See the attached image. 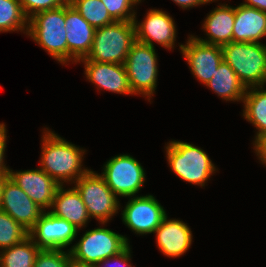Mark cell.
<instances>
[{"instance_id": "26", "label": "cell", "mask_w": 266, "mask_h": 267, "mask_svg": "<svg viewBox=\"0 0 266 267\" xmlns=\"http://www.w3.org/2000/svg\"><path fill=\"white\" fill-rule=\"evenodd\" d=\"M68 2L95 29L115 22L101 0H69Z\"/></svg>"}, {"instance_id": "33", "label": "cell", "mask_w": 266, "mask_h": 267, "mask_svg": "<svg viewBox=\"0 0 266 267\" xmlns=\"http://www.w3.org/2000/svg\"><path fill=\"white\" fill-rule=\"evenodd\" d=\"M254 153L258 160L266 166V135L262 137L254 146Z\"/></svg>"}, {"instance_id": "16", "label": "cell", "mask_w": 266, "mask_h": 267, "mask_svg": "<svg viewBox=\"0 0 266 267\" xmlns=\"http://www.w3.org/2000/svg\"><path fill=\"white\" fill-rule=\"evenodd\" d=\"M65 27L68 45V65L77 64L90 53L95 28L68 2L65 4Z\"/></svg>"}, {"instance_id": "20", "label": "cell", "mask_w": 266, "mask_h": 267, "mask_svg": "<svg viewBox=\"0 0 266 267\" xmlns=\"http://www.w3.org/2000/svg\"><path fill=\"white\" fill-rule=\"evenodd\" d=\"M264 37H266V12L242 3L235 6L232 41L259 43Z\"/></svg>"}, {"instance_id": "6", "label": "cell", "mask_w": 266, "mask_h": 267, "mask_svg": "<svg viewBox=\"0 0 266 267\" xmlns=\"http://www.w3.org/2000/svg\"><path fill=\"white\" fill-rule=\"evenodd\" d=\"M135 41L134 21H115L95 29L91 51L81 60L125 64Z\"/></svg>"}, {"instance_id": "21", "label": "cell", "mask_w": 266, "mask_h": 267, "mask_svg": "<svg viewBox=\"0 0 266 267\" xmlns=\"http://www.w3.org/2000/svg\"><path fill=\"white\" fill-rule=\"evenodd\" d=\"M65 187L64 185L58 187L49 212L82 230L83 227H87L90 220L86 205L74 186L67 189Z\"/></svg>"}, {"instance_id": "35", "label": "cell", "mask_w": 266, "mask_h": 267, "mask_svg": "<svg viewBox=\"0 0 266 267\" xmlns=\"http://www.w3.org/2000/svg\"><path fill=\"white\" fill-rule=\"evenodd\" d=\"M242 4L266 12V0H245Z\"/></svg>"}, {"instance_id": "32", "label": "cell", "mask_w": 266, "mask_h": 267, "mask_svg": "<svg viewBox=\"0 0 266 267\" xmlns=\"http://www.w3.org/2000/svg\"><path fill=\"white\" fill-rule=\"evenodd\" d=\"M7 129L5 123H0V175H8L9 166L5 164V154H6V147H7Z\"/></svg>"}, {"instance_id": "28", "label": "cell", "mask_w": 266, "mask_h": 267, "mask_svg": "<svg viewBox=\"0 0 266 267\" xmlns=\"http://www.w3.org/2000/svg\"><path fill=\"white\" fill-rule=\"evenodd\" d=\"M33 267H73L69 250L40 249Z\"/></svg>"}, {"instance_id": "24", "label": "cell", "mask_w": 266, "mask_h": 267, "mask_svg": "<svg viewBox=\"0 0 266 267\" xmlns=\"http://www.w3.org/2000/svg\"><path fill=\"white\" fill-rule=\"evenodd\" d=\"M40 248L28 236L22 242L0 251V267H33Z\"/></svg>"}, {"instance_id": "29", "label": "cell", "mask_w": 266, "mask_h": 267, "mask_svg": "<svg viewBox=\"0 0 266 267\" xmlns=\"http://www.w3.org/2000/svg\"><path fill=\"white\" fill-rule=\"evenodd\" d=\"M114 21H134L137 17L135 6L140 0H101Z\"/></svg>"}, {"instance_id": "5", "label": "cell", "mask_w": 266, "mask_h": 267, "mask_svg": "<svg viewBox=\"0 0 266 267\" xmlns=\"http://www.w3.org/2000/svg\"><path fill=\"white\" fill-rule=\"evenodd\" d=\"M223 59L247 88L266 85V44L230 42L222 46Z\"/></svg>"}, {"instance_id": "36", "label": "cell", "mask_w": 266, "mask_h": 267, "mask_svg": "<svg viewBox=\"0 0 266 267\" xmlns=\"http://www.w3.org/2000/svg\"><path fill=\"white\" fill-rule=\"evenodd\" d=\"M8 175H0V204H1V198H2V189L3 185L5 183V180L8 178Z\"/></svg>"}, {"instance_id": "17", "label": "cell", "mask_w": 266, "mask_h": 267, "mask_svg": "<svg viewBox=\"0 0 266 267\" xmlns=\"http://www.w3.org/2000/svg\"><path fill=\"white\" fill-rule=\"evenodd\" d=\"M84 64L86 80L91 82L97 90H106L116 94L133 95L125 64L96 62L93 60H79Z\"/></svg>"}, {"instance_id": "13", "label": "cell", "mask_w": 266, "mask_h": 267, "mask_svg": "<svg viewBox=\"0 0 266 267\" xmlns=\"http://www.w3.org/2000/svg\"><path fill=\"white\" fill-rule=\"evenodd\" d=\"M134 25L136 41L152 47L158 43L168 51L174 49L177 29L175 21L168 12L163 9H149L143 21L140 22L135 17Z\"/></svg>"}, {"instance_id": "9", "label": "cell", "mask_w": 266, "mask_h": 267, "mask_svg": "<svg viewBox=\"0 0 266 267\" xmlns=\"http://www.w3.org/2000/svg\"><path fill=\"white\" fill-rule=\"evenodd\" d=\"M101 176L117 197H134L143 188L146 171L130 154L112 156L102 167Z\"/></svg>"}, {"instance_id": "30", "label": "cell", "mask_w": 266, "mask_h": 267, "mask_svg": "<svg viewBox=\"0 0 266 267\" xmlns=\"http://www.w3.org/2000/svg\"><path fill=\"white\" fill-rule=\"evenodd\" d=\"M69 0H19L28 19L36 13L53 10L67 4Z\"/></svg>"}, {"instance_id": "25", "label": "cell", "mask_w": 266, "mask_h": 267, "mask_svg": "<svg viewBox=\"0 0 266 267\" xmlns=\"http://www.w3.org/2000/svg\"><path fill=\"white\" fill-rule=\"evenodd\" d=\"M29 19L19 0H0V32H21L27 35Z\"/></svg>"}, {"instance_id": "15", "label": "cell", "mask_w": 266, "mask_h": 267, "mask_svg": "<svg viewBox=\"0 0 266 267\" xmlns=\"http://www.w3.org/2000/svg\"><path fill=\"white\" fill-rule=\"evenodd\" d=\"M0 210L10 215L28 232L44 212L9 177L3 185Z\"/></svg>"}, {"instance_id": "18", "label": "cell", "mask_w": 266, "mask_h": 267, "mask_svg": "<svg viewBox=\"0 0 266 267\" xmlns=\"http://www.w3.org/2000/svg\"><path fill=\"white\" fill-rule=\"evenodd\" d=\"M160 252L169 258L183 256L191 247L193 235L191 228L179 219H169L168 215L154 231Z\"/></svg>"}, {"instance_id": "31", "label": "cell", "mask_w": 266, "mask_h": 267, "mask_svg": "<svg viewBox=\"0 0 266 267\" xmlns=\"http://www.w3.org/2000/svg\"><path fill=\"white\" fill-rule=\"evenodd\" d=\"M130 244L119 254L102 260L94 267H134L131 263V250Z\"/></svg>"}, {"instance_id": "10", "label": "cell", "mask_w": 266, "mask_h": 267, "mask_svg": "<svg viewBox=\"0 0 266 267\" xmlns=\"http://www.w3.org/2000/svg\"><path fill=\"white\" fill-rule=\"evenodd\" d=\"M124 209H121V220L137 235L154 234V231L168 215L155 196L138 195L128 197Z\"/></svg>"}, {"instance_id": "22", "label": "cell", "mask_w": 266, "mask_h": 267, "mask_svg": "<svg viewBox=\"0 0 266 267\" xmlns=\"http://www.w3.org/2000/svg\"><path fill=\"white\" fill-rule=\"evenodd\" d=\"M242 117L256 127L253 146L266 135V89L265 86L246 89L243 98Z\"/></svg>"}, {"instance_id": "14", "label": "cell", "mask_w": 266, "mask_h": 267, "mask_svg": "<svg viewBox=\"0 0 266 267\" xmlns=\"http://www.w3.org/2000/svg\"><path fill=\"white\" fill-rule=\"evenodd\" d=\"M8 176L40 208L44 211L51 209L53 199L60 185L40 167L22 171L9 169Z\"/></svg>"}, {"instance_id": "11", "label": "cell", "mask_w": 266, "mask_h": 267, "mask_svg": "<svg viewBox=\"0 0 266 267\" xmlns=\"http://www.w3.org/2000/svg\"><path fill=\"white\" fill-rule=\"evenodd\" d=\"M179 50L193 75L204 86L212 79L223 60L221 46L198 41L192 34L185 44L179 43Z\"/></svg>"}, {"instance_id": "8", "label": "cell", "mask_w": 266, "mask_h": 267, "mask_svg": "<svg viewBox=\"0 0 266 267\" xmlns=\"http://www.w3.org/2000/svg\"><path fill=\"white\" fill-rule=\"evenodd\" d=\"M73 184L86 205L90 219L95 218L99 225L107 226L109 220H112V217L123 207L105 179L91 169Z\"/></svg>"}, {"instance_id": "12", "label": "cell", "mask_w": 266, "mask_h": 267, "mask_svg": "<svg viewBox=\"0 0 266 267\" xmlns=\"http://www.w3.org/2000/svg\"><path fill=\"white\" fill-rule=\"evenodd\" d=\"M78 231L79 229L67 220L44 211L28 234L40 249L64 250L75 241Z\"/></svg>"}, {"instance_id": "19", "label": "cell", "mask_w": 266, "mask_h": 267, "mask_svg": "<svg viewBox=\"0 0 266 267\" xmlns=\"http://www.w3.org/2000/svg\"><path fill=\"white\" fill-rule=\"evenodd\" d=\"M218 4L207 14L202 24V29L207 38L193 36L200 42L222 47L232 42L235 7L226 3Z\"/></svg>"}, {"instance_id": "7", "label": "cell", "mask_w": 266, "mask_h": 267, "mask_svg": "<svg viewBox=\"0 0 266 267\" xmlns=\"http://www.w3.org/2000/svg\"><path fill=\"white\" fill-rule=\"evenodd\" d=\"M158 54L155 47L135 41L127 55L125 67L130 89L151 103L157 89Z\"/></svg>"}, {"instance_id": "27", "label": "cell", "mask_w": 266, "mask_h": 267, "mask_svg": "<svg viewBox=\"0 0 266 267\" xmlns=\"http://www.w3.org/2000/svg\"><path fill=\"white\" fill-rule=\"evenodd\" d=\"M28 236L26 229L0 210V251L22 242Z\"/></svg>"}, {"instance_id": "4", "label": "cell", "mask_w": 266, "mask_h": 267, "mask_svg": "<svg viewBox=\"0 0 266 267\" xmlns=\"http://www.w3.org/2000/svg\"><path fill=\"white\" fill-rule=\"evenodd\" d=\"M65 27V5L36 13L29 19L27 36L52 58L68 65V45Z\"/></svg>"}, {"instance_id": "1", "label": "cell", "mask_w": 266, "mask_h": 267, "mask_svg": "<svg viewBox=\"0 0 266 267\" xmlns=\"http://www.w3.org/2000/svg\"><path fill=\"white\" fill-rule=\"evenodd\" d=\"M41 138L39 167L59 185H73L90 170L82 163L86 154L83 147L72 144L47 127Z\"/></svg>"}, {"instance_id": "23", "label": "cell", "mask_w": 266, "mask_h": 267, "mask_svg": "<svg viewBox=\"0 0 266 267\" xmlns=\"http://www.w3.org/2000/svg\"><path fill=\"white\" fill-rule=\"evenodd\" d=\"M205 86L226 102H243L246 92V87L224 59L216 69L212 79Z\"/></svg>"}, {"instance_id": "2", "label": "cell", "mask_w": 266, "mask_h": 267, "mask_svg": "<svg viewBox=\"0 0 266 267\" xmlns=\"http://www.w3.org/2000/svg\"><path fill=\"white\" fill-rule=\"evenodd\" d=\"M164 148L170 169L185 182L202 188L218 171L205 150L192 143L172 140Z\"/></svg>"}, {"instance_id": "34", "label": "cell", "mask_w": 266, "mask_h": 267, "mask_svg": "<svg viewBox=\"0 0 266 267\" xmlns=\"http://www.w3.org/2000/svg\"><path fill=\"white\" fill-rule=\"evenodd\" d=\"M177 6L184 9H190L193 7H198L200 5L210 4L212 2H217L218 0H172Z\"/></svg>"}, {"instance_id": "3", "label": "cell", "mask_w": 266, "mask_h": 267, "mask_svg": "<svg viewBox=\"0 0 266 267\" xmlns=\"http://www.w3.org/2000/svg\"><path fill=\"white\" fill-rule=\"evenodd\" d=\"M129 244L125 235L99 226L86 230L80 240L68 250L73 267H94L102 260L119 254Z\"/></svg>"}]
</instances>
